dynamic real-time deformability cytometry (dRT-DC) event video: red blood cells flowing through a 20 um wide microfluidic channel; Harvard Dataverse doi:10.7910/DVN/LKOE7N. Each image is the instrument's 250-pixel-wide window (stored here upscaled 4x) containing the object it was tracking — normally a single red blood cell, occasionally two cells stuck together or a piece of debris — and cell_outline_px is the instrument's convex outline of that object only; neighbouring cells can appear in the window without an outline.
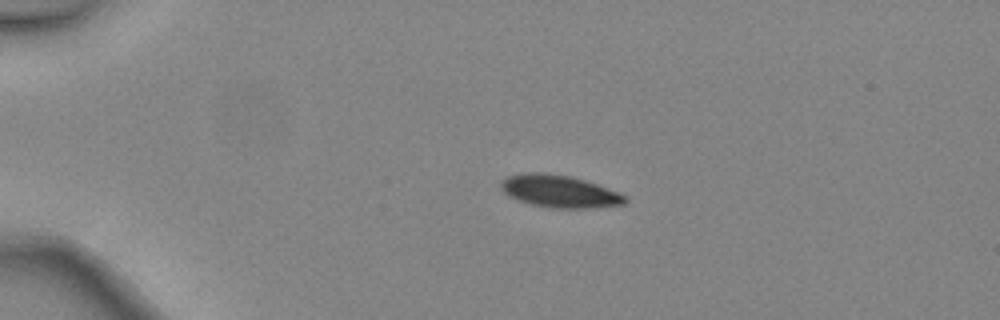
{"species": "common noctule bat (a hibernating species)", "species_latin": "Nyctalus noctula", "temperature_condition": "warm", "stored_images_in_passage": 4, "camera_frame_rate_fps": 3000, "um_per_image_px": 0.085, "animal": {"sex": "female", "body_mass_g": 24.6, "forearm_length_mm": 56.2}, "frame": {"image": 1, "passage_image": 3, "time_ms": 0.667, "image_size_px": [1000, 320], "cell_outline_px": [[628, 200], [624, 204], [596, 208], [548, 208], [516, 200], [508, 196], [500, 188], [500, 180], [508, 176], [524, 172], [544, 172], [568, 176], [584, 180], [608, 188], [624, 196]], "centroid_in_image_um": [47.5, 16.26], "position_along_channel_um": 37.5, "area_um2": 23.52}}